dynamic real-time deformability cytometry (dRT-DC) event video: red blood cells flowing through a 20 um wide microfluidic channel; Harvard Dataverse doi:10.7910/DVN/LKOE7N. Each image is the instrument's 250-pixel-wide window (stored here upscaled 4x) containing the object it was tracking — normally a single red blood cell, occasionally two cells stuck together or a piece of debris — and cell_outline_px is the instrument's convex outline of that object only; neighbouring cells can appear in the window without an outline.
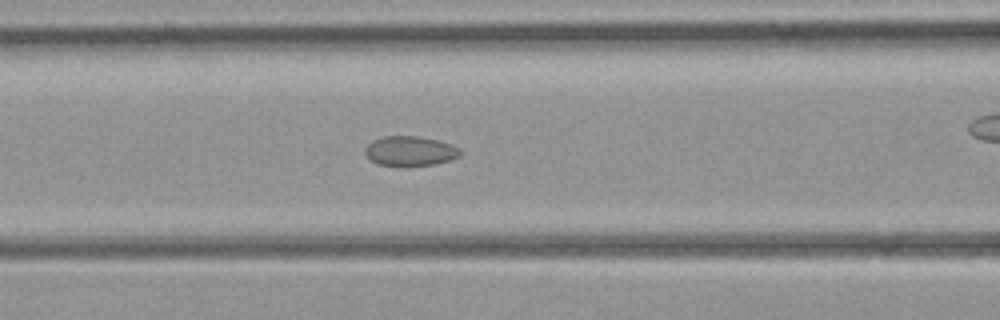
{"species": "common noctule bat (a hibernating species)", "species_latin": "Nyctalus noctula", "temperature_condition": "room temperature", "stored_images_in_passage": 29, "camera_frame_rate_fps": 3000, "um_per_image_px": 0.085, "animal": {"sex": "female", "body_mass_g": 21.9}, "frame": {"image": 1, "passage_image": 6, "time_ms": 1.667, "image_size_px": [1000, 320], "cell_outline_px": [[460, 156], [436, 164], [404, 168], [400, 168], [376, 164], [368, 160], [364, 152], [364, 148], [372, 140], [384, 136], [420, 136], [452, 144], [460, 148]], "centroid_in_image_um": [34.8, 12.87], "position_along_channel_um": 131.8, "area_um2": 17.17}}
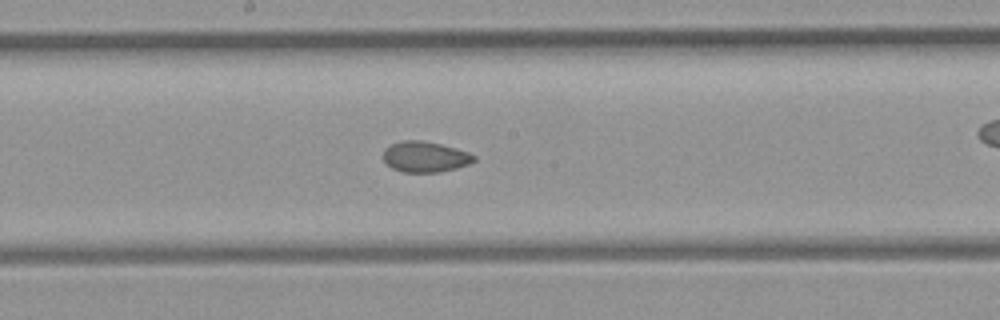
{"frame": {"image": 2, "passage_image": 11, "time_ms": 3.333, "image_size_px": [1000, 320], "cell_outline_px": [[476, 160], [468, 164], [456, 168], [440, 172], [404, 172], [392, 168], [384, 160], [384, 148], [392, 144], [404, 140], [420, 140], [440, 144], [468, 152], [476, 156]], "centroid_in_image_um": [36.14, 13.33], "position_along_channel_um": 212.1, "area_um2": 16.07}}
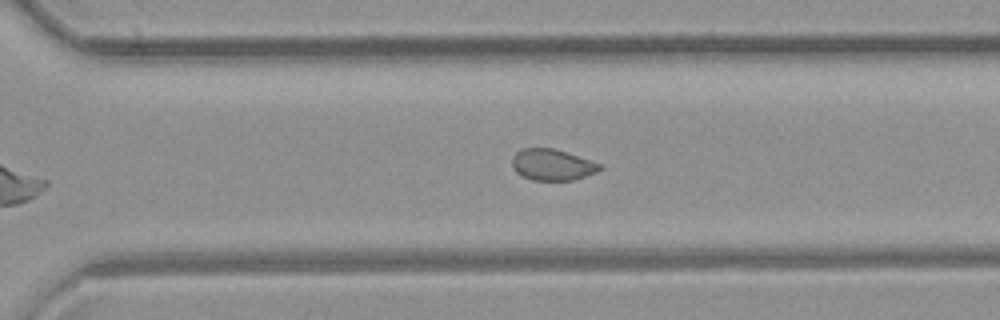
{"frame": {"image": 3, "passage_image": 18, "time_ms": 5.667, "image_size_px": [1000, 320], "cell_outline_px": [[604, 168], [596, 172], [572, 180], [532, 180], [516, 172], [512, 168], [512, 156], [520, 148], [552, 148], [600, 164]], "centroid_in_image_um": [46.89, 14.0], "position_along_channel_um": 323.7, "area_um2": 15.72}}